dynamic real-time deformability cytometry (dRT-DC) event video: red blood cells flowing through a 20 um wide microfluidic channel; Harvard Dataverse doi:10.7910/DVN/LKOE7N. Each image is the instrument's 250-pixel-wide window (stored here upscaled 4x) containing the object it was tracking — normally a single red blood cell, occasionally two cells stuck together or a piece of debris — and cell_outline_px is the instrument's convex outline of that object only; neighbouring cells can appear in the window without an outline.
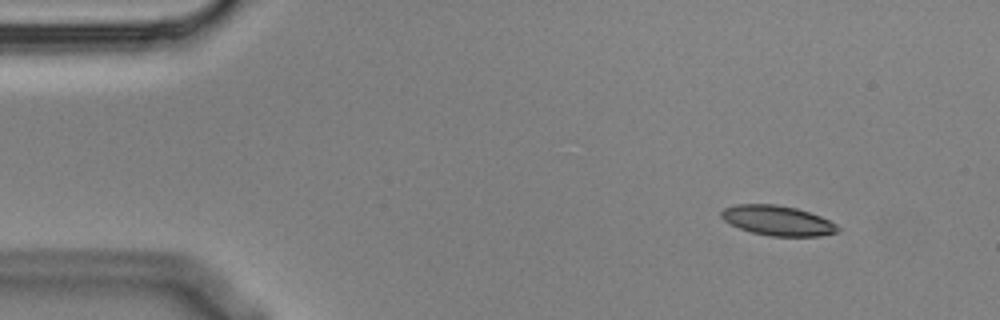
{"species": "Egyptian fruit bat (a non-hibernating species)", "species_latin": "Rousettus aegyptiacus", "temperature_condition": "cold", "stored_images_in_passage": 4, "camera_frame_rate_fps": 3000, "um_per_image_px": 0.085, "animal": {"sex": "male"}, "frame": {"image": 1, "passage_image": 1, "time_ms": 0.0, "image_size_px": [1000, 320], "cell_outline_px": [[840, 232], [820, 236], [768, 236], [752, 232], [740, 228], [724, 220], [720, 216], [720, 212], [724, 208], [736, 204], [776, 204], [796, 208], [820, 216], [836, 224], [840, 228]], "centroid_in_image_um": [66.11, 18.75], "position_along_channel_um": 18.9, "area_um2": 20.29}}
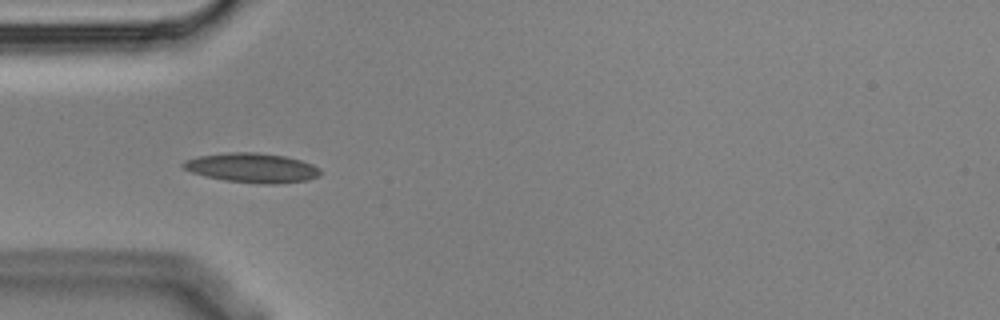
{"frame": {"image": 2, "passage_image": 4, "time_ms": 1.0, "image_size_px": [1000, 320], "cell_outline_px": [[320, 176], [308, 180], [276, 184], [260, 184], [224, 180], [204, 176], [192, 172], [184, 168], [180, 164], [184, 160], [200, 156], [228, 152], [256, 152], [284, 156], [300, 160], [312, 164], [320, 168]], "centroid_in_image_um": [21.43, 14.27], "position_along_channel_um": 63.6, "area_um2": 23.64}}